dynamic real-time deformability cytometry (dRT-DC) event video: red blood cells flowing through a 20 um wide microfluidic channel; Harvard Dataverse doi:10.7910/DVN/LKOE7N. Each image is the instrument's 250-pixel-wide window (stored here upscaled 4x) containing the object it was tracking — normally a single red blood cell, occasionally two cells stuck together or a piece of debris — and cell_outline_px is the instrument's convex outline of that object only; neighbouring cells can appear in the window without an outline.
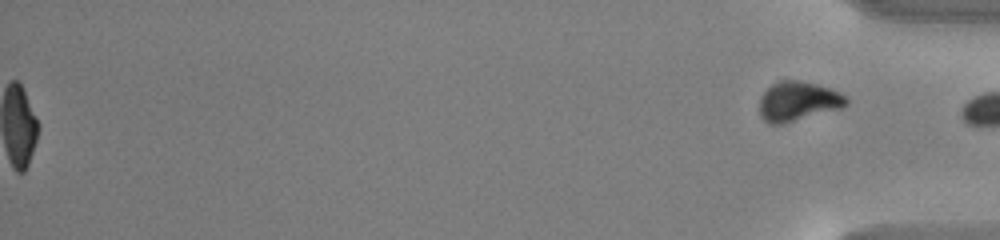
{"species": "common noctule bat (a hibernating species)", "species_latin": "Nyctalus noctula", "temperature_condition": "warm", "stored_images_in_passage": 51, "segment_of_instrument_passage": [2, 2], "camera_frame_rate_fps": 3000, "um_per_image_px": 0.085, "animal": {"sex": "male", "body_mass_g": 13.0, "forearm_length_mm": 53.1}, "frame": {"image": 1, "passage_image": 51, "time_ms": 16.667, "image_size_px": [1000, 240], "cell_outline_px": [[848, 104], [844, 108], [784, 124], [768, 124], [760, 116], [760, 96], [772, 84], [784, 80], [800, 80], [832, 88], [840, 92], [848, 100]], "centroid_in_image_um": [67.86, 8.62], "position_along_channel_um": 367.3, "area_um2": 20.29}}